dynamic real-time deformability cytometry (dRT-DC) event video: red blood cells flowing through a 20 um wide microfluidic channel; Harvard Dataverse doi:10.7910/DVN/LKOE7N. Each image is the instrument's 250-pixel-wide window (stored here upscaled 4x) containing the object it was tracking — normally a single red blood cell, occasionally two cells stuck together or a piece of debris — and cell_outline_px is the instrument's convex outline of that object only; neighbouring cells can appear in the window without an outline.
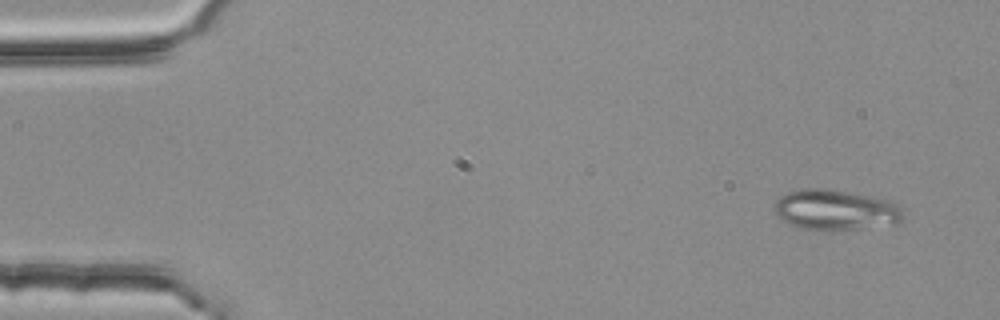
{"species": "common noctule bat (a hibernating species)", "species_latin": "Nyctalus noctula", "temperature_condition": "room temperature", "stored_images_in_passage": 5, "camera_frame_rate_fps": 3000, "um_per_image_px": 0.085, "animal": {"sex": "female", "body_mass_g": 25.1}, "frame": {"image": 1, "passage_image": 1, "time_ms": 0.0, "image_size_px": [1000, 320], "cell_outline_px": [[904, 220], [900, 224], [856, 228], [800, 228], [784, 220], [776, 212], [776, 200], [780, 196], [788, 192], [804, 188], [824, 188], [872, 196], [892, 200], [900, 208], [904, 216]], "centroid_in_image_um": [71.1, 17.81], "position_along_channel_um": 13.9, "area_um2": 29.71}}